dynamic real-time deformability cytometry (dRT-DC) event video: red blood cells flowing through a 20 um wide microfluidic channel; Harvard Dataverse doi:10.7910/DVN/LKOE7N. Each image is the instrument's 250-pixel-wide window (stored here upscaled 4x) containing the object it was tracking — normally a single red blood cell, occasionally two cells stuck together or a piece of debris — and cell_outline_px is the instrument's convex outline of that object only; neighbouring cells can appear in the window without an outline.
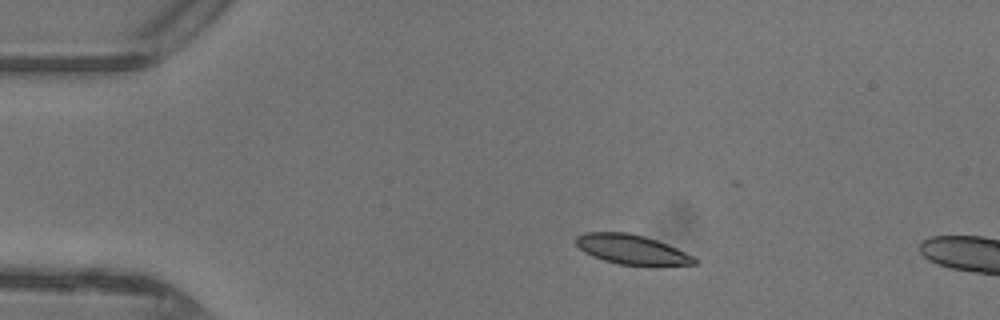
{"species": "common noctule bat (a hibernating species)", "species_latin": "Nyctalus noctula", "temperature_condition": "warm", "stored_images_in_passage": 12, "camera_frame_rate_fps": 3000, "um_per_image_px": 0.085, "animal": {"sex": "female"}, "frame": {"image": 1, "passage_image": 1, "time_ms": 0.0, "image_size_px": [1000, 320], "cell_outline_px": [[700, 260], [696, 264], [660, 268], [648, 268], [620, 264], [604, 260], [592, 256], [584, 252], [576, 244], [576, 236], [584, 232], [628, 232], [644, 236], [668, 244], [696, 256]], "centroid_in_image_um": [53.83, 21.26], "position_along_channel_um": 31.2, "area_um2": 21.5}}
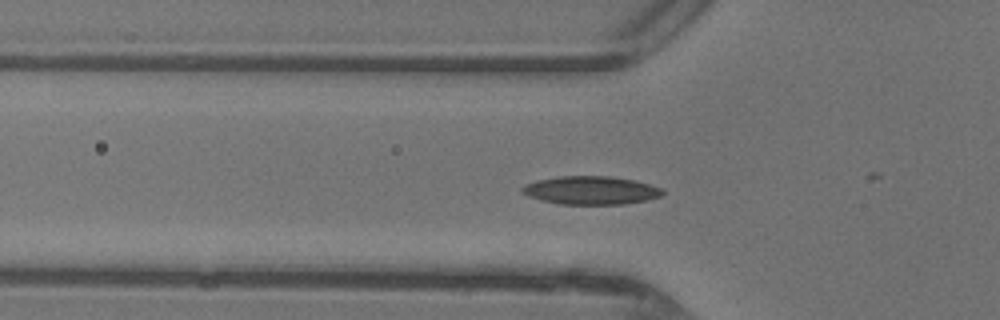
{"frame": {"image": 2, "passage_image": 8, "time_ms": 2.333, "image_size_px": [1000, 320], "cell_outline_px": [[664, 192], [660, 196], [648, 200], [624, 204], [560, 204], [528, 196], [520, 188], [524, 184], [536, 180], [560, 176], [608, 176], [636, 180], [660, 188]], "centroid_in_image_um": [50.22, 16.17], "position_along_channel_um": 75.6, "area_um2": 23.0}}
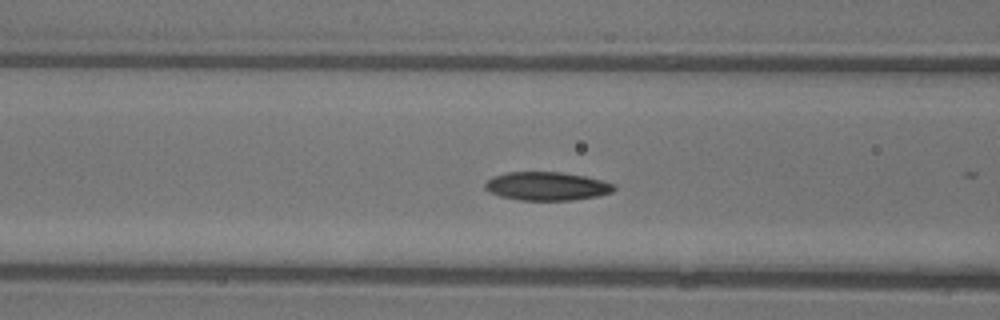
{"frame": {"image": 3, "passage_image": 11, "time_ms": 3.333, "image_size_px": [1000, 320], "cell_outline_px": [[616, 188], [612, 192], [596, 196], [572, 200], [520, 200], [500, 196], [488, 192], [484, 188], [484, 184], [492, 176], [508, 172], [560, 172], [584, 176], [616, 184]], "centroid_in_image_um": [46.45, 15.82], "position_along_channel_um": 120.1, "area_um2": 21.39}}